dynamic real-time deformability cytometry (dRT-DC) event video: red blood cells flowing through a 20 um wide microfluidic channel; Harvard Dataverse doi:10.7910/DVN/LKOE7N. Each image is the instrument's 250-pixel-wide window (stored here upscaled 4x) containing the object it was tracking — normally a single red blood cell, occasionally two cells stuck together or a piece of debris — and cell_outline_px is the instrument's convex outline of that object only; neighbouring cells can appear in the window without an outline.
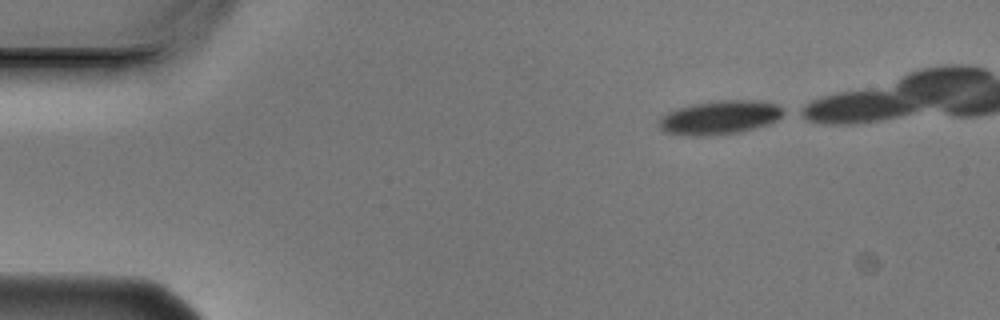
{"species": "Egyptian fruit bat (a non-hibernating species)", "species_latin": "Rousettus aegyptiacus", "temperature_condition": "cold", "stored_images_in_passage": 5, "camera_frame_rate_fps": 3000, "um_per_image_px": 0.085, "animal": {"sex": "male"}, "frame": {"image": 1, "passage_image": 1, "time_ms": 0.0, "image_size_px": [1000, 320], "cell_outline_px": [[788, 112], [776, 120], [768, 124], [740, 132], [708, 136], [692, 136], [664, 132], [660, 128], [660, 120], [668, 112], [692, 104], [720, 100], [752, 100], [776, 104]], "centroid_in_image_um": [61.22, 9.99], "position_along_channel_um": 23.8, "area_um2": 24.33}}